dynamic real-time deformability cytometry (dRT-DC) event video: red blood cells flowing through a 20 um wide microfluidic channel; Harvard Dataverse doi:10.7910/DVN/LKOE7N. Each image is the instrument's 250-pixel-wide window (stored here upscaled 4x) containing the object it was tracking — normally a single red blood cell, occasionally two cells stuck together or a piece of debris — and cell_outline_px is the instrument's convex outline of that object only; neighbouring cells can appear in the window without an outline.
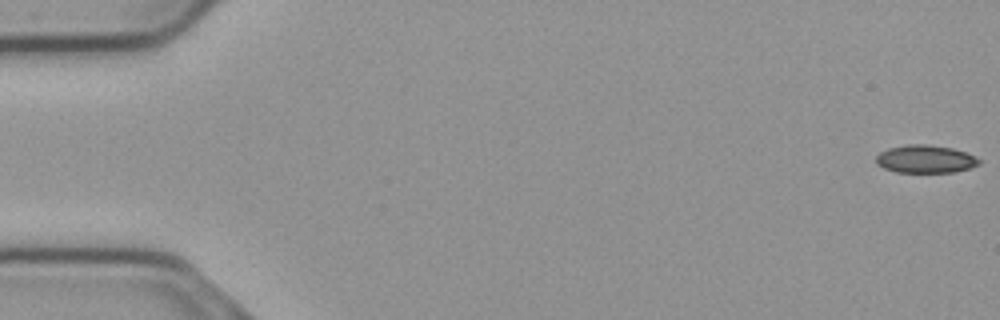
{"species": "common noctule bat (a hibernating species)", "species_latin": "Nyctalus noctula", "temperature_condition": "cold", "stored_images_in_passage": 16, "camera_frame_rate_fps": 3000, "um_per_image_px": 0.085, "animal": {"sex": "male", "body_mass_g": 23.1, "forearm_length_mm": 52.7}, "frame": {"image": 1, "passage_image": 1, "time_ms": 0.0, "image_size_px": [1000, 320], "cell_outline_px": [[980, 164], [968, 168], [952, 172], [896, 172], [884, 168], [876, 164], [876, 156], [880, 152], [888, 148], [908, 144], [924, 144], [952, 148], [976, 156], [980, 160]], "centroid_in_image_um": [78.64, 13.52], "position_along_channel_um": 6.4, "area_um2": 16.65}}
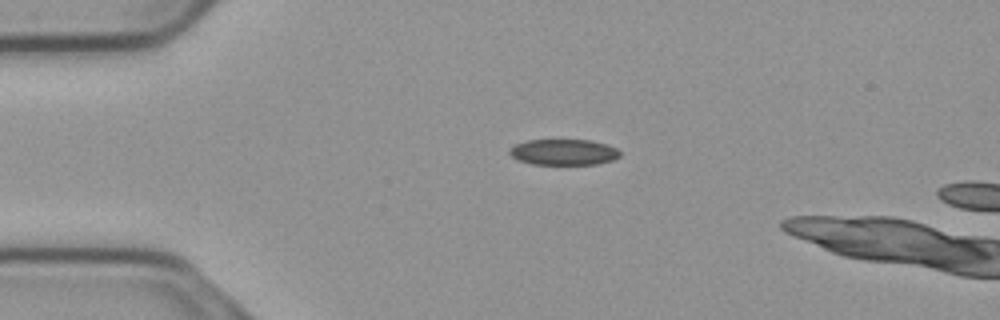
{"frame": {"image": 2, "passage_image": 13, "time_ms": 4.0, "image_size_px": [1000, 320], "cell_outline_px": [[620, 156], [612, 160], [596, 164], [532, 164], [516, 160], [508, 152], [508, 148], [516, 144], [528, 140], [592, 140], [608, 144], [616, 148], [620, 152]], "centroid_in_image_um": [47.89, 12.92], "position_along_channel_um": 37.1, "area_um2": 16.76}}